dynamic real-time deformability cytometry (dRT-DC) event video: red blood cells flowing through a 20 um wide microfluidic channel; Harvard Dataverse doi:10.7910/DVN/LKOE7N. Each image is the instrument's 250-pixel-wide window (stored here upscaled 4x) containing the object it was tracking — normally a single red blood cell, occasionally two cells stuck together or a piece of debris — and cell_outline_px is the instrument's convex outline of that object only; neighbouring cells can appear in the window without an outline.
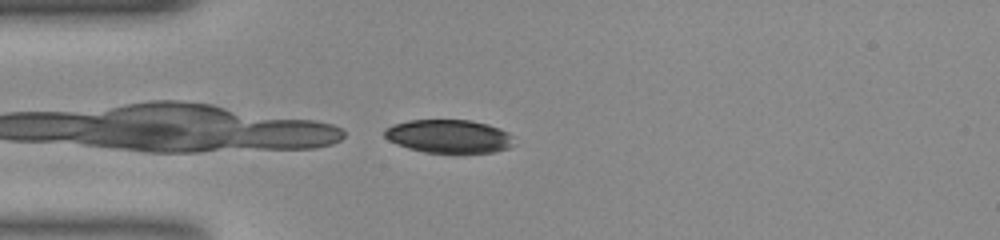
{"species": "common noctule bat (a hibernating species)", "species_latin": "Nyctalus noctula", "temperature_condition": "room temperature", "stored_images_in_passage": 13, "camera_frame_rate_fps": 3000, "um_per_image_px": 0.085, "animal": {"sex": "female", "body_mass_g": 23.0, "forearm_length_mm": 53.4}, "frame": {"image": 1, "passage_image": 13, "time_ms": 4.0, "image_size_px": [1000, 240], "cell_outline_px": [[512, 136], [508, 148], [492, 152], [424, 152], [408, 148], [396, 144], [388, 140], [384, 136], [384, 128], [392, 124], [408, 120], [472, 120], [488, 124], [500, 128], [508, 132]], "centroid_in_image_um": [38.09, 11.56], "position_along_channel_um": 46.9, "area_um2": 25.03}}